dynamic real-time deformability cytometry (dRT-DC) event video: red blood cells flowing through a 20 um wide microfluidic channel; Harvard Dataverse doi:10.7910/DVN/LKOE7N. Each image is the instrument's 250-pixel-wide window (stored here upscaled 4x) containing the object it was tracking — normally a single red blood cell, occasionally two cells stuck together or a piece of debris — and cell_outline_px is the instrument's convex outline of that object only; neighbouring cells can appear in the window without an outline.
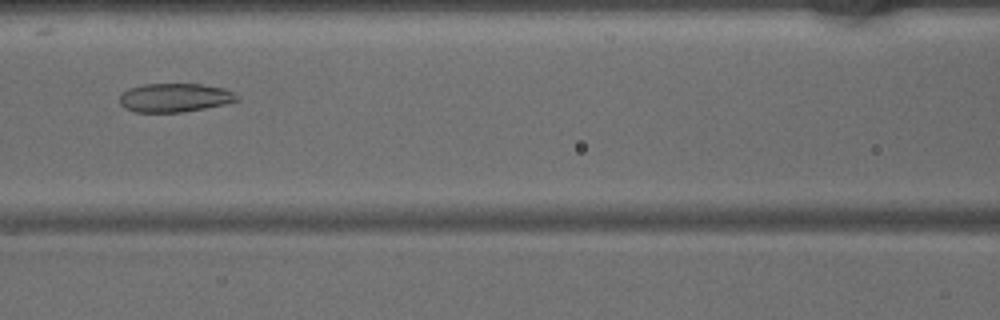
{"species": "common noctule bat (a hibernating species)", "species_latin": "Nyctalus noctula", "temperature_condition": "warm", "stored_images_in_passage": 42, "camera_frame_rate_fps": 3000, "um_per_image_px": 0.085, "animal": {"sex": "male", "body_mass_g": 15.6}, "frame": {"image": 1, "passage_image": 16, "time_ms": 5.0, "image_size_px": [1000, 320], "cell_outline_px": [[240, 100], [224, 104], [204, 108], [180, 112], [136, 112], [124, 108], [120, 104], [120, 96], [128, 88], [144, 84], [204, 84], [224, 88], [240, 96]], "centroid_in_image_um": [14.86, 8.29], "position_along_channel_um": 151.7, "area_um2": 19.65}}
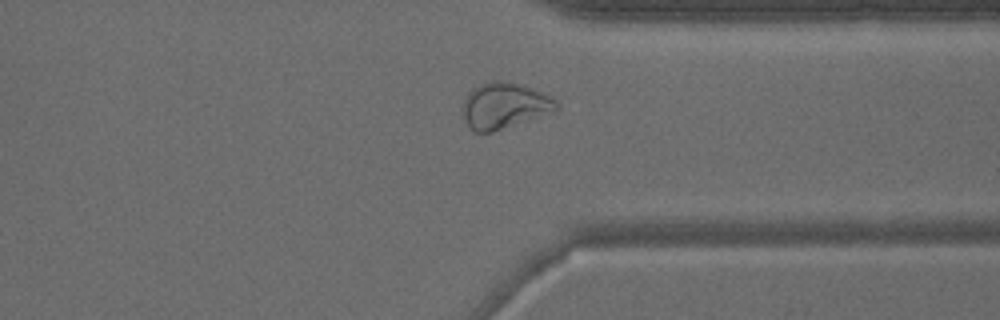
{"frame": {"image": 2, "passage_image": 31, "time_ms": 10.0, "image_size_px": [1000, 320], "cell_outline_px": [[560, 108], [552, 112], [492, 132], [476, 132], [464, 120], [464, 96], [472, 88], [480, 84], [492, 80], [500, 80], [520, 84], [532, 88], [552, 96], [556, 100]], "centroid_in_image_um": [42.88, 8.95], "position_along_channel_um": 368.5, "area_um2": 24.97}}
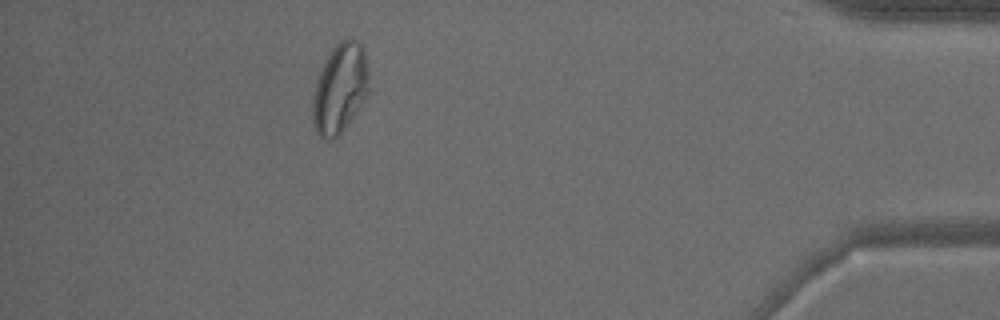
{"frame": {"image": 3, "passage_image": 37, "time_ms": 12.0, "image_size_px": [1000, 320], "cell_outline_px": [[368, 96], [348, 124], [332, 140], [328, 140], [320, 136], [316, 132], [312, 120], [312, 100], [316, 84], [320, 72], [332, 48], [340, 40], [348, 36], [352, 36], [364, 48], [368, 68]], "centroid_in_image_um": [28.91, 7.49], "position_along_channel_um": 406.3, "area_um2": 29.48}}